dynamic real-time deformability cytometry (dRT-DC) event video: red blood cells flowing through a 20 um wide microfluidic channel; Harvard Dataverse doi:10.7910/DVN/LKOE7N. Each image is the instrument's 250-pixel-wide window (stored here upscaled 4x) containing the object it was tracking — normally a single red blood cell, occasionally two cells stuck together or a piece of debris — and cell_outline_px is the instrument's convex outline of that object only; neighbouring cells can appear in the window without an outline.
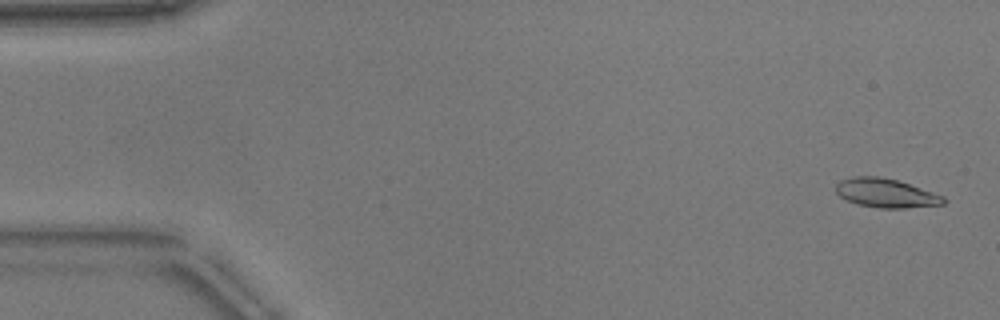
{"species": "common noctule bat (a hibernating species)", "species_latin": "Nyctalus noctula", "temperature_condition": "warm", "stored_images_in_passage": 53, "camera_frame_rate_fps": 3000, "um_per_image_px": 0.085, "animal": {"sex": "male", "body_mass_g": 17.9}, "frame": {"image": 1, "passage_image": 2, "time_ms": 0.333, "image_size_px": [1000, 320], "cell_outline_px": [[948, 200], [944, 204], [904, 208], [880, 208], [856, 204], [840, 196], [836, 192], [836, 184], [840, 180], [856, 176], [880, 176], [896, 180], [944, 196]], "centroid_in_image_um": [75.3, 16.41], "position_along_channel_um": 9.7, "area_um2": 18.03}}
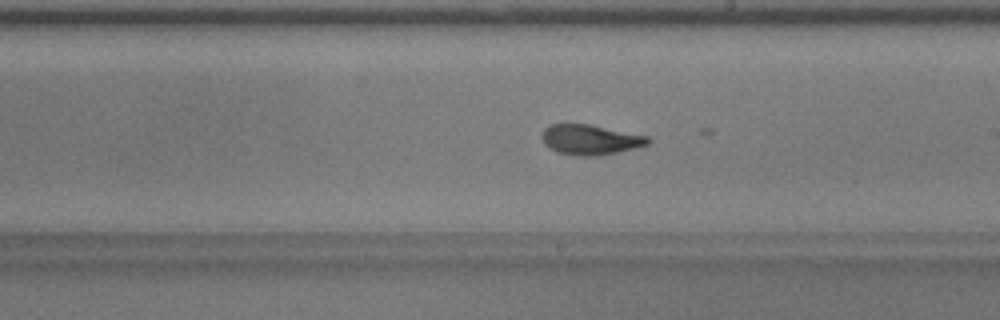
{"frame": {"image": 2, "passage_image": 30, "time_ms": 9.667, "image_size_px": [1000, 320], "cell_outline_px": [[652, 140], [648, 144], [636, 148], [596, 156], [576, 156], [556, 152], [548, 148], [544, 144], [540, 136], [544, 128], [548, 124], [588, 124], [648, 136]], "centroid_in_image_um": [50.13, 11.87], "position_along_channel_um": 238.9, "area_um2": 18.79}}
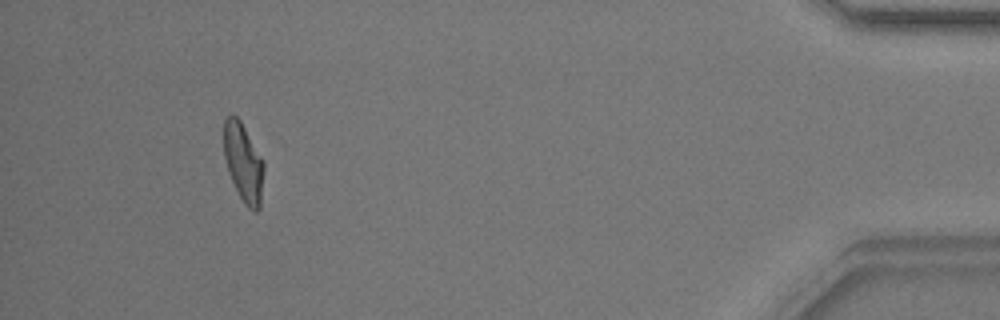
{"frame": {"image": 3, "passage_image": 49, "time_ms": 16.0, "image_size_px": [1000, 320], "cell_outline_px": [[264, 168], [260, 208], [256, 212], [252, 212], [244, 204], [228, 172], [224, 156], [224, 120], [232, 112], [240, 120], [264, 160]], "centroid_in_image_um": [20.7, 13.82], "position_along_channel_um": 414.5, "area_um2": 18.44}, "authors_computed_cell_mechanics": {"area_um2": 18.1492, "velocity_mm_per_s": 3.8264, "shape_relaxation_time_tau1_ms": null, "shape_relaxation_time_tau2_ms": 1.3243, "deformation_change_tau1": null, "deformation_change_tau2": 0.0825}}